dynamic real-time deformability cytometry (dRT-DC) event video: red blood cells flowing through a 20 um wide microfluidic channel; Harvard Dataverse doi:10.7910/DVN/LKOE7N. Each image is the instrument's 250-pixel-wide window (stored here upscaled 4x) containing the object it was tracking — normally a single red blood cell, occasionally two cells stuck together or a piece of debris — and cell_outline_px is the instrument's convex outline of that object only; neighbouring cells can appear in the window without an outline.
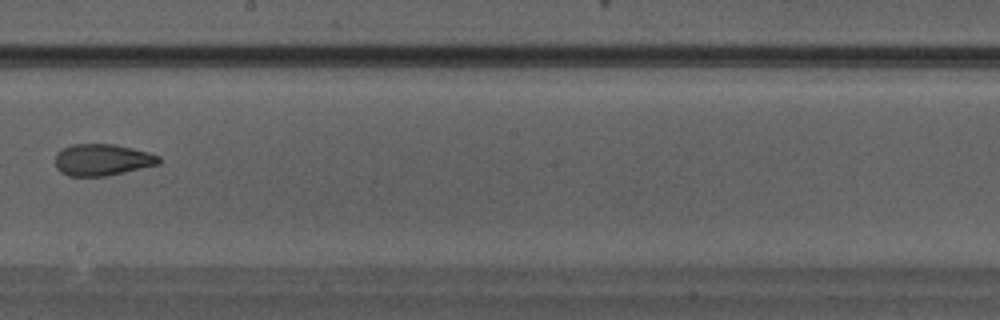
{"species": "Egyptian fruit bat (a non-hibernating species)", "species_latin": "Rousettus aegyptiacus", "temperature_condition": "warm", "stored_images_in_passage": 26, "camera_frame_rate_fps": 3000, "um_per_image_px": 0.085, "animal": {"sex": "male"}, "frame": {"image": 1, "passage_image": 12, "time_ms": 3.667, "image_size_px": [1000, 320], "cell_outline_px": [[160, 164], [108, 176], [68, 176], [60, 172], [56, 168], [56, 152], [72, 144], [116, 144], [148, 152], [160, 156]], "centroid_in_image_um": [8.69, 13.59], "position_along_channel_um": 239.5, "area_um2": 19.25}}